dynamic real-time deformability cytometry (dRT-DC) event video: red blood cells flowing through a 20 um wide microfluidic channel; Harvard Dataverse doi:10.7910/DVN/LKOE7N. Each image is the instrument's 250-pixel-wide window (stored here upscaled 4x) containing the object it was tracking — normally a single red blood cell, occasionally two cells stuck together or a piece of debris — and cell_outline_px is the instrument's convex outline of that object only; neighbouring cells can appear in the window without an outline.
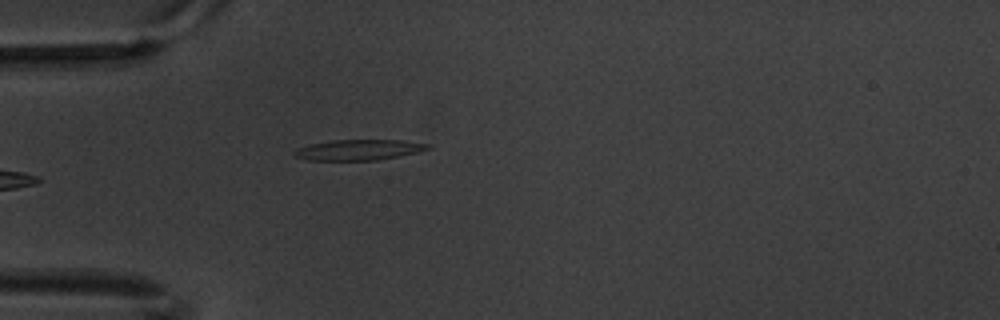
{"species": "common noctule bat (a hibernating species)", "species_latin": "Nyctalus noctula", "temperature_condition": "warm", "stored_images_in_passage": 4, "camera_frame_rate_fps": 3000, "um_per_image_px": 0.085, "animal": {"sex": "male", "body_mass_g": 20.1, "forearm_length_mm": 53.5}, "frame": {"image": 1, "passage_image": 4, "time_ms": 1.0, "image_size_px": [1000, 320], "cell_outline_px": [[432, 148], [416, 152], [376, 160], [308, 160], [296, 156], [292, 152], [300, 148], [312, 144], [332, 140], [404, 140], [432, 144]], "centroid_in_image_um": [30.55, 12.73], "position_along_channel_um": 54.5, "area_um2": 15.78}}